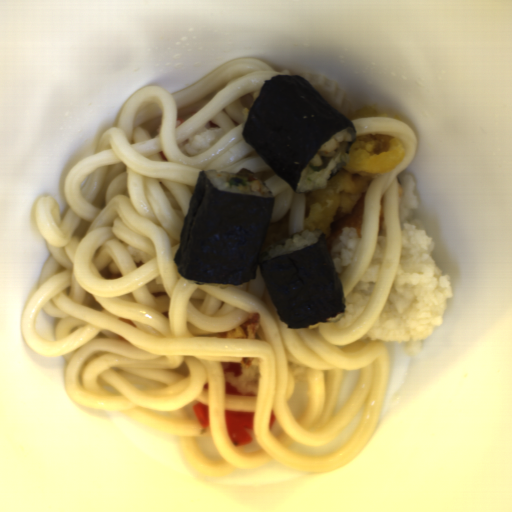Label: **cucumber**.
<instances>
[{
  "label": "cucumber",
  "mask_w": 512,
  "mask_h": 512,
  "mask_svg": "<svg viewBox=\"0 0 512 512\" xmlns=\"http://www.w3.org/2000/svg\"><path fill=\"white\" fill-rule=\"evenodd\" d=\"M229 185L230 186H239V185L246 186V182L238 177H232L229 180Z\"/></svg>",
  "instance_id": "obj_2"
},
{
  "label": "cucumber",
  "mask_w": 512,
  "mask_h": 512,
  "mask_svg": "<svg viewBox=\"0 0 512 512\" xmlns=\"http://www.w3.org/2000/svg\"><path fill=\"white\" fill-rule=\"evenodd\" d=\"M349 141L348 142H342V143H339L337 148L334 149L333 151L331 152H320L319 155H320V161L322 163V165H313V164H310V169L313 170V171H323L324 169H326L328 167V165L330 164V162L332 160H334L338 155H340L341 153H343L344 151H346L348 148H349Z\"/></svg>",
  "instance_id": "obj_1"
}]
</instances>
